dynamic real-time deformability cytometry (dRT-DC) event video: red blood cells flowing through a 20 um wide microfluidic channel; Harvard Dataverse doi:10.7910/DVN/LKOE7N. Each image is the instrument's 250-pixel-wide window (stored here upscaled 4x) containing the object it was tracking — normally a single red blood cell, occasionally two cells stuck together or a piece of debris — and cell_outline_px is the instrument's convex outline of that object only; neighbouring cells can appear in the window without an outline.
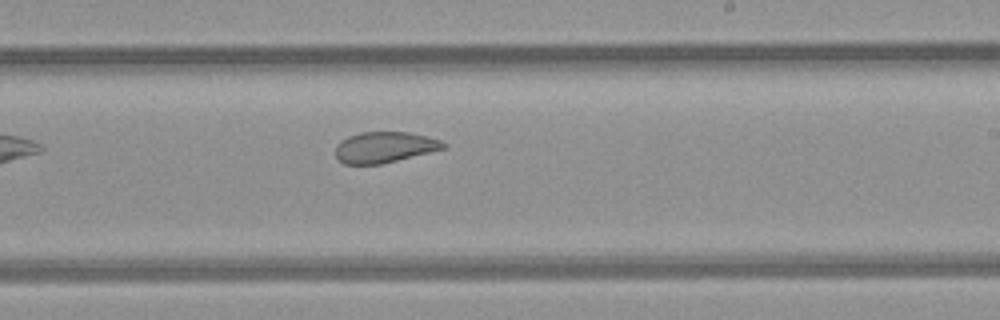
{"species": "common noctule bat (a hibernating species)", "species_latin": "Nyctalus noctula", "temperature_condition": "room temperature", "stored_images_in_passage": 7, "camera_frame_rate_fps": 3000, "um_per_image_px": 0.085, "animal": {"sex": "female", "body_mass_g": 21.9}, "frame": {"image": 1, "passage_image": 6, "time_ms": 6.0, "image_size_px": [1000, 320], "cell_outline_px": [[448, 148], [380, 164], [344, 164], [336, 156], [336, 144], [340, 140], [348, 136], [360, 132], [408, 132], [428, 136], [440, 140], [448, 144]], "centroid_in_image_um": [32.71, 12.5], "position_along_channel_um": 256.3, "area_um2": 19.54}}